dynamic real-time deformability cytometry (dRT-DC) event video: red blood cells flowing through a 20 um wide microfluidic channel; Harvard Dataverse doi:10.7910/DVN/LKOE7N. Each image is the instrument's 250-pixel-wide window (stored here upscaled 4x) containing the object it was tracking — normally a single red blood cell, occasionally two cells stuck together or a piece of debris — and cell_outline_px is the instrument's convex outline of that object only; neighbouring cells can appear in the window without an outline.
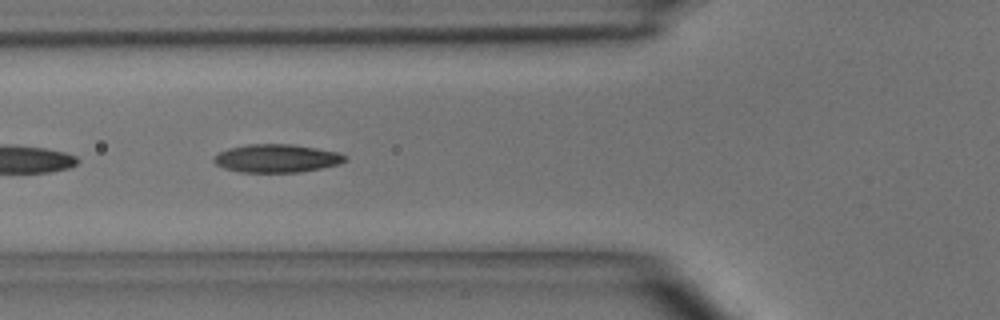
{"species": "common noctule bat (a hibernating species)", "species_latin": "Nyctalus noctula", "temperature_condition": "room temperature", "stored_images_in_passage": 7, "camera_frame_rate_fps": 3000, "um_per_image_px": 0.085, "animal": {"sex": "male", "body_mass_g": 15.6}, "frame": {"image": 1, "passage_image": 4, "time_ms": 4.333, "image_size_px": [1000, 320], "cell_outline_px": [[348, 160], [340, 164], [300, 172], [240, 172], [224, 168], [216, 164], [212, 160], [220, 152], [228, 148], [248, 144], [292, 144], [340, 152], [348, 156]], "centroid_in_image_um": [23.56, 13.45], "position_along_channel_um": 102.2, "area_um2": 21.62}}